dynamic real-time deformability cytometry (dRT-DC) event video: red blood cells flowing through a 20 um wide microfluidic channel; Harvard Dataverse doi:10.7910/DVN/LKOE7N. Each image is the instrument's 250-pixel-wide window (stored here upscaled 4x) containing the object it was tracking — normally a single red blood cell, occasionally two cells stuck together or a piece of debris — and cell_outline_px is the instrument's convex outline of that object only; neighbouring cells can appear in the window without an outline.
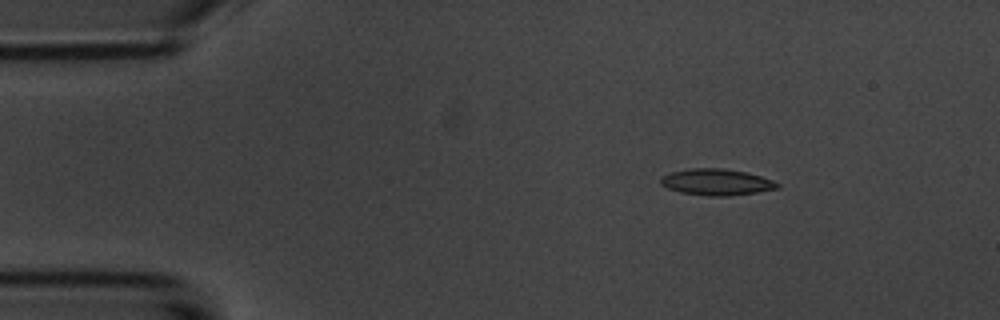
{"species": "common noctule bat (a hibernating species)", "species_latin": "Nyctalus noctula", "temperature_condition": "room temperature", "stored_images_in_passage": 4, "camera_frame_rate_fps": 3000, "um_per_image_px": 0.085, "animal": {"sex": "male", "body_mass_g": 20.1, "forearm_length_mm": 53.5}, "frame": {"image": 1, "passage_image": 2, "time_ms": 1.333, "image_size_px": [1000, 320], "cell_outline_px": [[780, 188], [756, 192], [728, 196], [708, 196], [680, 192], [668, 188], [660, 184], [660, 176], [672, 172], [692, 168], [724, 168], [748, 172], [772, 180], [780, 184]], "centroid_in_image_um": [60.9, 15.47], "position_along_channel_um": 24.1, "area_um2": 17.98}}